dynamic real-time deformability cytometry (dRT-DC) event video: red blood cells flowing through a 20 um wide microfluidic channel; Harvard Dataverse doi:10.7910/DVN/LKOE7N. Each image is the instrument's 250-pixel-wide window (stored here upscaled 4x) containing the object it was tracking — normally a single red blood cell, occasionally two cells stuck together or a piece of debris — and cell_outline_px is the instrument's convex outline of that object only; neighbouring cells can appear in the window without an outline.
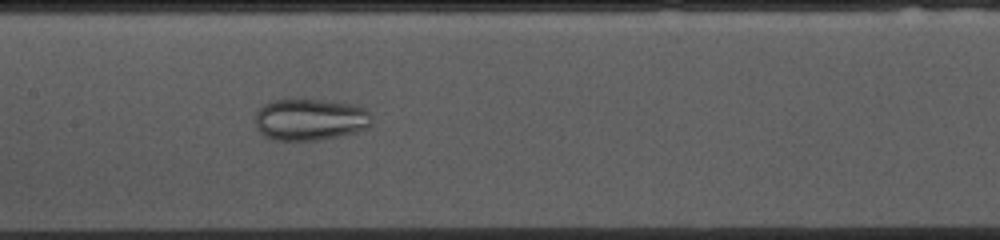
{"species": "common noctule bat (a hibernating species)", "species_latin": "Nyctalus noctula", "temperature_condition": "cold", "stored_images_in_passage": 53, "camera_frame_rate_fps": 3000, "um_per_image_px": 0.085, "animal": {"sex": "female", "body_mass_g": 10.0, "forearm_length_mm": 53.1}, "frame": {"image": 1, "passage_image": 24, "time_ms": 7.667, "image_size_px": [1000, 240], "cell_outline_px": [[372, 124], [368, 128], [356, 132], [340, 136], [320, 140], [272, 140], [264, 136], [256, 128], [256, 112], [264, 104], [272, 100], [288, 96], [352, 104], [364, 108], [368, 112], [372, 120]], "centroid_in_image_um": [26.33, 10.13], "position_along_channel_um": 181.1, "area_um2": 29.07}}
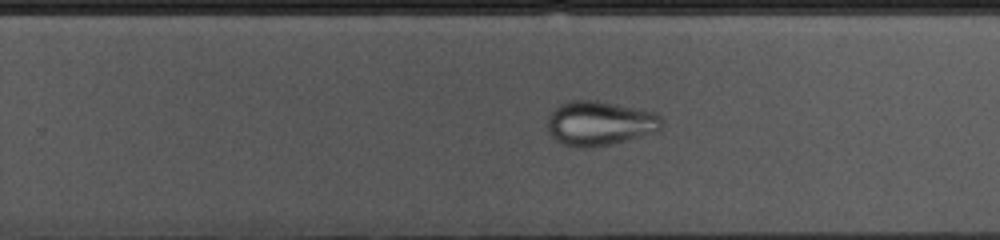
{"frame": {"image": 2, "passage_image": 32, "time_ms": 10.333, "image_size_px": [1000, 240], "cell_outline_px": [[660, 128], [656, 132], [612, 144], [588, 148], [580, 148], [564, 144], [556, 140], [548, 132], [548, 116], [560, 104], [568, 100], [596, 100], [656, 112], [660, 116]], "centroid_in_image_um": [50.96, 10.48], "position_along_channel_um": 278.8, "area_um2": 29.54}}
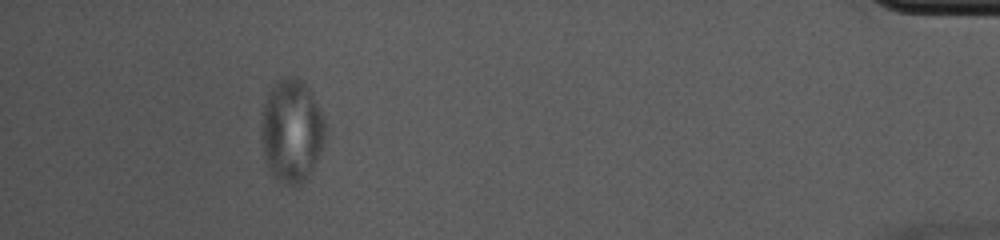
{"frame": {"image": 3, "passage_image": 48, "time_ms": 15.667, "image_size_px": [1000, 240], "cell_outline_px": [[324, 140], [312, 172], [300, 184], [288, 184], [276, 180], [264, 156], [260, 128], [264, 104], [272, 84], [276, 80], [288, 76], [296, 76], [308, 84], [316, 100], [324, 120]], "centroid_in_image_um": [24.78, 11.06], "position_along_channel_um": 410.4, "area_um2": 38.44}}